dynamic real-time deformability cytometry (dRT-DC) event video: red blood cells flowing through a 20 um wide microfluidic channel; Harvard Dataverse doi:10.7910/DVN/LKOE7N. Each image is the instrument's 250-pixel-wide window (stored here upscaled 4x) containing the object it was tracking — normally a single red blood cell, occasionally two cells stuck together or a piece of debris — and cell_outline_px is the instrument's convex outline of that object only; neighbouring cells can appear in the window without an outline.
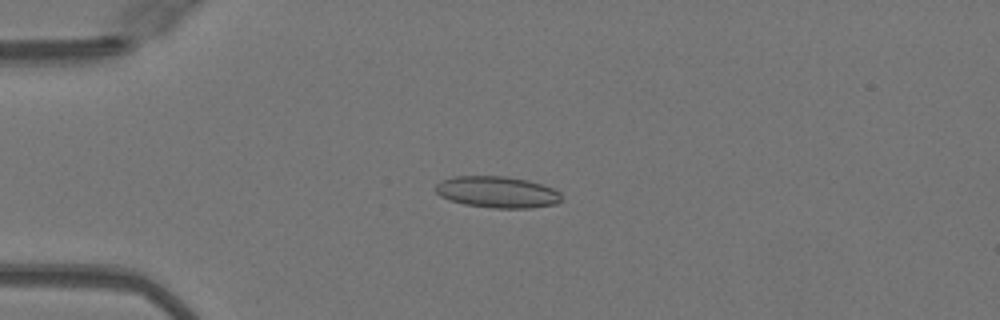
{"species": "Egyptian fruit bat (a non-hibernating species)", "species_latin": "Rousettus aegyptiacus", "temperature_condition": "warm", "stored_images_in_passage": 22, "camera_frame_rate_fps": 3000, "um_per_image_px": 0.085, "animal": {"sex": "female"}, "frame": {"image": 1, "passage_image": 13, "time_ms": 4.0, "image_size_px": [1000, 320], "cell_outline_px": [[564, 200], [556, 204], [532, 208], [492, 208], [464, 204], [440, 196], [436, 192], [436, 184], [440, 180], [452, 176], [508, 176], [528, 180], [552, 188], [560, 192]], "centroid_in_image_um": [42.29, 16.32], "position_along_channel_um": 42.7, "area_um2": 23.29}}
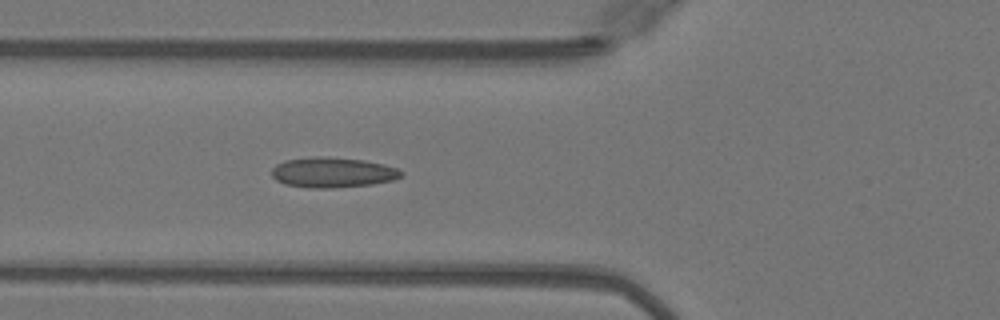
{"frame": {"image": 2, "passage_image": 19, "time_ms": 6.0, "image_size_px": [1000, 320], "cell_outline_px": [[404, 172], [400, 176], [392, 180], [372, 184], [332, 188], [312, 188], [284, 184], [276, 180], [272, 176], [272, 168], [276, 164], [284, 160], [312, 156], [328, 156], [360, 160], [380, 164], [396, 168]], "centroid_in_image_um": [28.21, 14.65], "position_along_channel_um": 97.6, "area_um2": 22.72}}
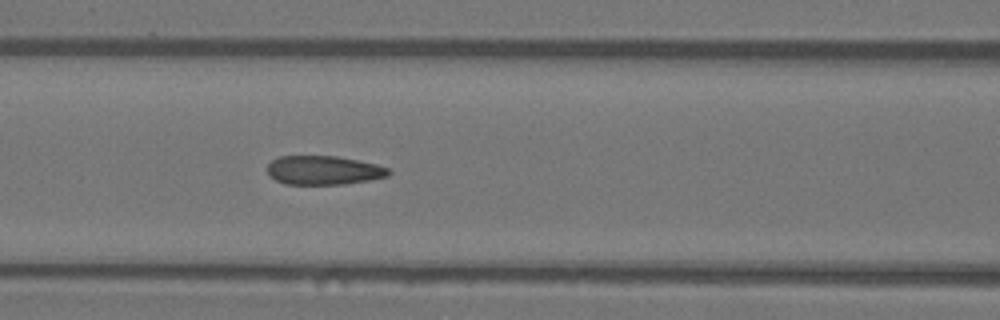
{"frame": {"image": 3, "passage_image": 22, "time_ms": 7.0, "image_size_px": [1000, 320], "cell_outline_px": [[392, 172], [388, 176], [368, 180], [344, 184], [284, 184], [276, 180], [268, 172], [268, 164], [272, 160], [280, 156], [336, 156], [376, 164], [388, 168]], "centroid_in_image_um": [27.51, 14.47], "position_along_channel_um": 139.1, "area_um2": 20.29}}